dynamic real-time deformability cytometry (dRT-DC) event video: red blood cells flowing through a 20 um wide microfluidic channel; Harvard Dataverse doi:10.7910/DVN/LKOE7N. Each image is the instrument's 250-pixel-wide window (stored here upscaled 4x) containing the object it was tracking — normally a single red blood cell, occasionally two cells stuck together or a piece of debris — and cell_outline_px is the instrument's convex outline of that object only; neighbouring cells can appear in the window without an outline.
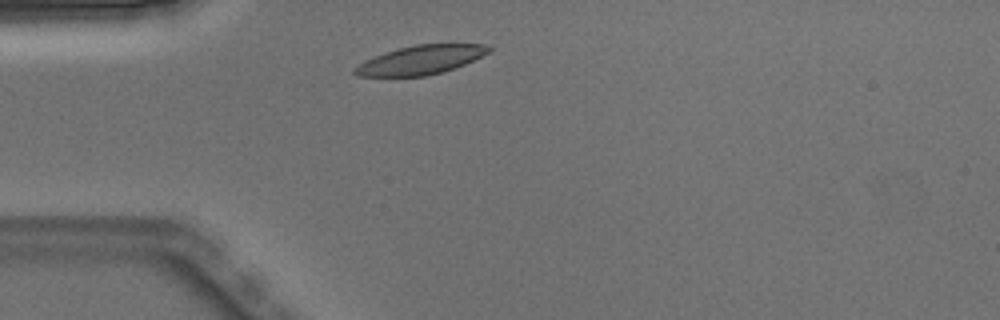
{"species": "Egyptian fruit bat (a non-hibernating species)", "species_latin": "Rousettus aegyptiacus", "temperature_condition": "warm", "stored_images_in_passage": 2, "camera_frame_rate_fps": 3000, "um_per_image_px": 0.085, "animal": {"sex": "male"}, "frame": {"image": 1, "passage_image": 1, "time_ms": 0.0, "image_size_px": [1000, 320], "cell_outline_px": [[492, 48], [488, 52], [464, 64], [444, 72], [424, 76], [356, 76], [352, 72], [360, 64], [376, 56], [400, 48], [416, 44], [488, 44]], "centroid_in_image_um": [35.79, 5.09], "position_along_channel_um": 49.2, "area_um2": 22.08}}